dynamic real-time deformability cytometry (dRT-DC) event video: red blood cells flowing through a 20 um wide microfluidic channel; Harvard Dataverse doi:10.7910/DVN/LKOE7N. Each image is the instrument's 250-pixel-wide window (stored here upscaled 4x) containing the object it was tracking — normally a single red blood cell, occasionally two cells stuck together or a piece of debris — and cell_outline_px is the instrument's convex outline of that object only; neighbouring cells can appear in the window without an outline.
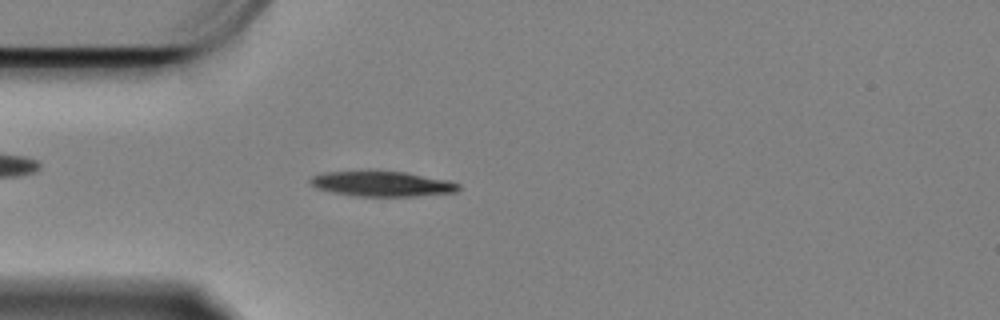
{"species": "Egyptian fruit bat (a non-hibernating species)", "species_latin": "Rousettus aegyptiacus", "temperature_condition": "cold", "stored_images_in_passage": 58, "camera_frame_rate_fps": 3000, "um_per_image_px": 0.085, "animal": {"sex": "female"}, "frame": {"image": 1, "passage_image": 15, "time_ms": 4.667, "image_size_px": [1000, 320], "cell_outline_px": [[460, 188], [456, 192], [416, 196], [356, 196], [332, 192], [316, 188], [308, 180], [312, 176], [324, 172], [368, 168], [372, 168], [404, 172], [448, 180], [460, 184]], "centroid_in_image_um": [32.41, 15.58], "position_along_channel_um": 52.6, "area_um2": 22.6}}
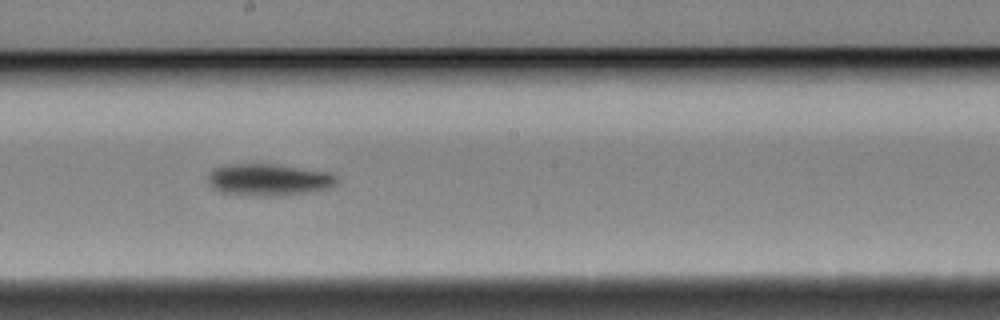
{"frame": {"image": 2, "passage_image": 31, "time_ms": 10.0, "image_size_px": [1000, 320], "cell_outline_px": [[340, 180], [332, 188], [312, 192], [284, 196], [256, 196], [224, 192], [212, 188], [208, 184], [208, 172], [212, 168], [224, 164], [272, 164], [328, 172], [336, 176]], "centroid_in_image_um": [22.85, 15.29], "position_along_channel_um": 225.4, "area_um2": 24.33}}
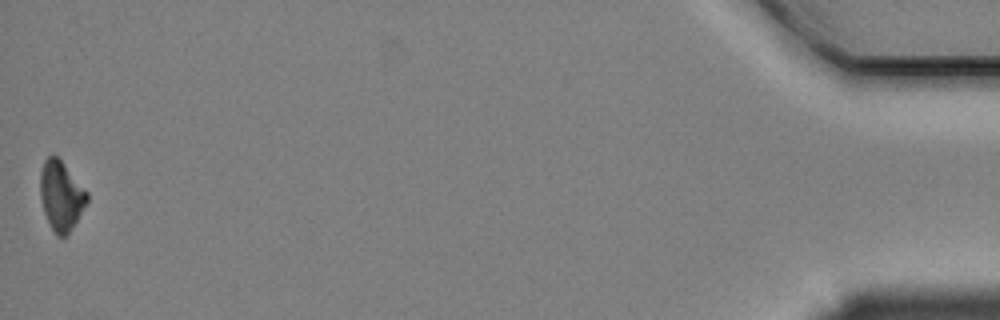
{"frame": {"image": 3, "passage_image": 58, "time_ms": 19.0, "image_size_px": [1000, 320], "cell_outline_px": [[88, 200], [76, 220], [68, 232], [64, 236], [56, 236], [44, 212], [40, 200], [40, 172], [44, 160], [52, 152], [64, 164], [88, 192]], "centroid_in_image_um": [5.16, 16.59], "position_along_channel_um": 430.0, "area_um2": 18.67}, "authors_computed_cell_mechanics": {"area_um2": 21.5883, "velocity_mm_per_s": 3.3463, "shape_relaxation_time_tau1_ms": 2.4213, "shape_relaxation_time_tau2_ms": null, "deformation_change_tau1": 0.1102, "deformation_change_tau2": null}}